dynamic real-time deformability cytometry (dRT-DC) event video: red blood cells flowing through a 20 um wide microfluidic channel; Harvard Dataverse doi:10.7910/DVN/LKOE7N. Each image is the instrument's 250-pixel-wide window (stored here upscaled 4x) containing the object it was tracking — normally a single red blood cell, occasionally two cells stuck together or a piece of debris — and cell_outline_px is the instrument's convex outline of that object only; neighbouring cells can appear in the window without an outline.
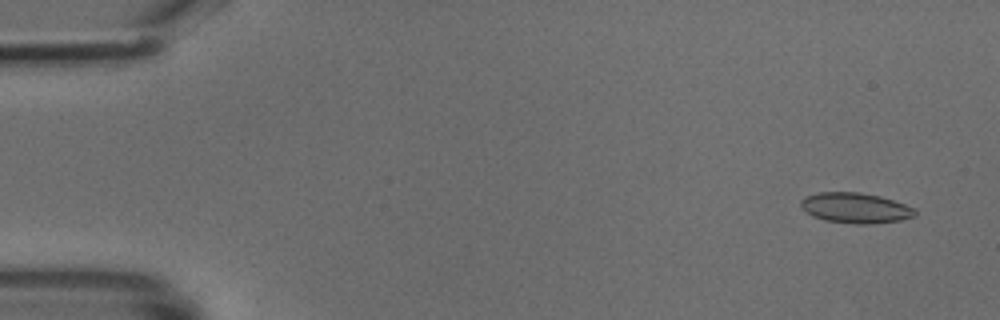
{"species": "common noctule bat (a hibernating species)", "species_latin": "Nyctalus noctula", "temperature_condition": "cold", "stored_images_in_passage": 49, "camera_frame_rate_fps": 3000, "um_per_image_px": 0.085, "animal": {"sex": "male", "body_mass_g": 18.8}, "frame": {"image": 1, "passage_image": 3, "time_ms": 0.667, "image_size_px": [1000, 320], "cell_outline_px": [[916, 216], [900, 220], [872, 224], [856, 224], [824, 220], [812, 216], [800, 204], [800, 200], [804, 196], [820, 192], [860, 192], [880, 196], [916, 208]], "centroid_in_image_um": [72.72, 17.67], "position_along_channel_um": 12.3, "area_um2": 20.23}}
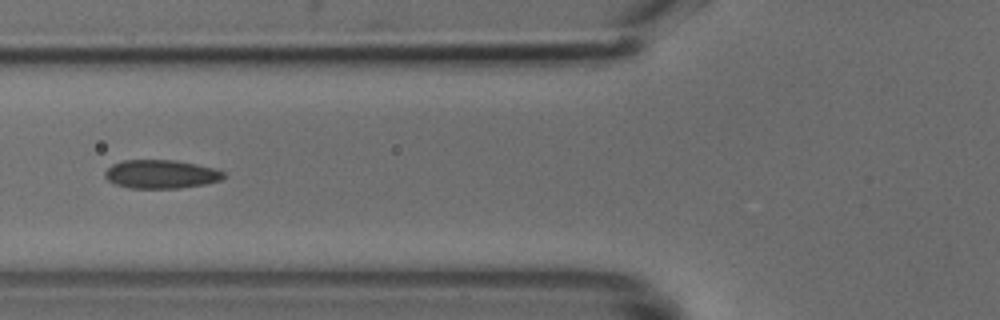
{"frame": {"image": 2, "passage_image": 19, "time_ms": 6.0, "image_size_px": [1000, 320], "cell_outline_px": [[224, 176], [220, 180], [204, 184], [180, 188], [128, 188], [116, 184], [108, 180], [104, 176], [104, 172], [112, 164], [124, 160], [176, 160], [216, 168], [224, 172]], "centroid_in_image_um": [13.67, 14.8], "position_along_channel_um": 112.1, "area_um2": 19.77}}
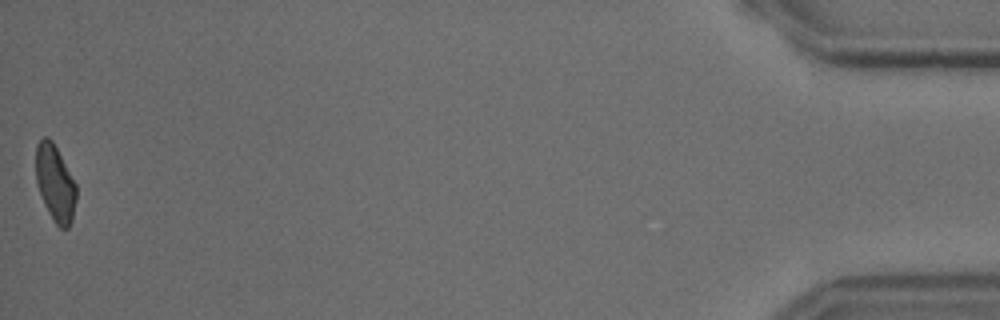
{"frame": {"image": 3, "passage_image": 49, "time_ms": 16.0, "image_size_px": [1000, 320], "cell_outline_px": [[76, 200], [72, 220], [68, 228], [60, 228], [56, 224], [48, 212], [44, 204], [36, 184], [36, 144], [44, 136], [48, 136], [52, 140], [76, 184]], "centroid_in_image_um": [4.68, 15.57], "position_along_channel_um": 430.5, "area_um2": 17.98}}